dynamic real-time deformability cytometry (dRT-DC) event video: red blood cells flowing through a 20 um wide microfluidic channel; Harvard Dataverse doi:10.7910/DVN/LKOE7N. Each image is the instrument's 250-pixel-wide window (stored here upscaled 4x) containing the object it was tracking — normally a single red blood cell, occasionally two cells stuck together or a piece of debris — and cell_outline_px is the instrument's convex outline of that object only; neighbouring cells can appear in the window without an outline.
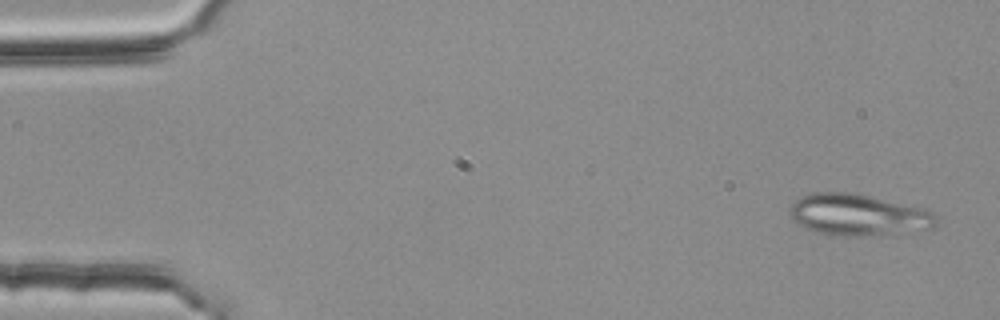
{"species": "common noctule bat (a hibernating species)", "species_latin": "Nyctalus noctula", "temperature_condition": "room temperature", "stored_images_in_passage": 2, "camera_frame_rate_fps": 3000, "um_per_image_px": 0.085, "animal": {"sex": "female", "body_mass_g": 25.1}, "frame": {"image": 1, "passage_image": 2, "time_ms": 0.333, "image_size_px": [1000, 320], "cell_outline_px": [[936, 224], [932, 228], [900, 232], [864, 236], [832, 236], [816, 232], [804, 228], [792, 220], [788, 216], [788, 208], [800, 196], [812, 192], [848, 192], [868, 196], [924, 208], [932, 212], [936, 216]], "centroid_in_image_um": [72.85, 18.26], "position_along_channel_um": 12.1, "area_um2": 35.49}}